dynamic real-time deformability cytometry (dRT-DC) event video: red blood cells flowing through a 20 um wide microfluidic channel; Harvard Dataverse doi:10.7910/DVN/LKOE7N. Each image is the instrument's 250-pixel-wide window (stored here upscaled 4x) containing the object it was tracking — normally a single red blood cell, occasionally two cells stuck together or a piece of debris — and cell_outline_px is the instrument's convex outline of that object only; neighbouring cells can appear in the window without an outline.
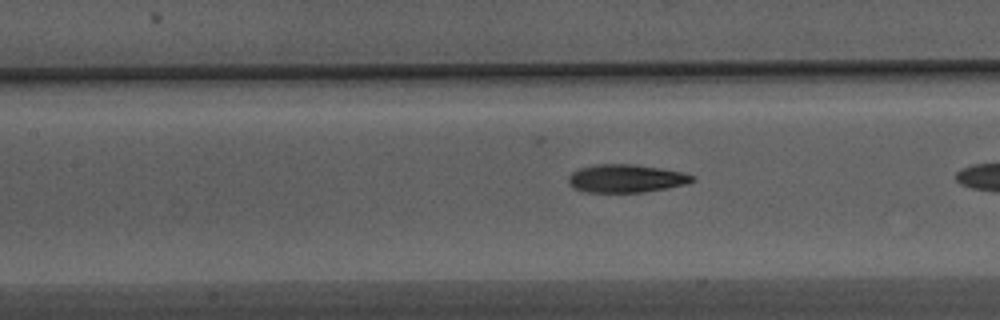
{"species": "Egyptian fruit bat (a non-hibernating species)", "species_latin": "Rousettus aegyptiacus", "temperature_condition": "warm", "stored_images_in_passage": 10, "camera_frame_rate_fps": 3000, "um_per_image_px": 0.085, "animal": {"sex": "male"}, "frame": {"image": 1, "passage_image": 9, "time_ms": 2.667, "image_size_px": [1000, 320], "cell_outline_px": [[696, 180], [684, 184], [644, 192], [584, 192], [576, 188], [568, 180], [568, 176], [572, 172], [580, 168], [600, 164], [632, 164], [660, 168], [680, 172], [696, 176]], "centroid_in_image_um": [53.22, 15.16], "position_along_channel_um": 154.2, "area_um2": 19.94}}